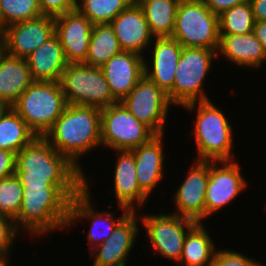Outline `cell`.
<instances>
[{
  "label": "cell",
  "mask_w": 266,
  "mask_h": 266,
  "mask_svg": "<svg viewBox=\"0 0 266 266\" xmlns=\"http://www.w3.org/2000/svg\"><path fill=\"white\" fill-rule=\"evenodd\" d=\"M115 155L117 159L112 184L117 205L130 211H139L150 197L138 184L134 154L129 150H116Z\"/></svg>",
  "instance_id": "obj_21"
},
{
  "label": "cell",
  "mask_w": 266,
  "mask_h": 266,
  "mask_svg": "<svg viewBox=\"0 0 266 266\" xmlns=\"http://www.w3.org/2000/svg\"><path fill=\"white\" fill-rule=\"evenodd\" d=\"M255 18L247 1L219 15V35H237L253 32Z\"/></svg>",
  "instance_id": "obj_31"
},
{
  "label": "cell",
  "mask_w": 266,
  "mask_h": 266,
  "mask_svg": "<svg viewBox=\"0 0 266 266\" xmlns=\"http://www.w3.org/2000/svg\"><path fill=\"white\" fill-rule=\"evenodd\" d=\"M141 214L138 211L143 228H145L147 240H149L148 249L155 252L154 255L161 259H168L178 263L180 261L183 244L187 233L197 224L195 221L180 217L173 212Z\"/></svg>",
  "instance_id": "obj_9"
},
{
  "label": "cell",
  "mask_w": 266,
  "mask_h": 266,
  "mask_svg": "<svg viewBox=\"0 0 266 266\" xmlns=\"http://www.w3.org/2000/svg\"><path fill=\"white\" fill-rule=\"evenodd\" d=\"M67 104L105 108L118 103L101 68L69 63L59 81Z\"/></svg>",
  "instance_id": "obj_7"
},
{
  "label": "cell",
  "mask_w": 266,
  "mask_h": 266,
  "mask_svg": "<svg viewBox=\"0 0 266 266\" xmlns=\"http://www.w3.org/2000/svg\"><path fill=\"white\" fill-rule=\"evenodd\" d=\"M93 24L77 10L55 17V34L59 38L67 63H84Z\"/></svg>",
  "instance_id": "obj_19"
},
{
  "label": "cell",
  "mask_w": 266,
  "mask_h": 266,
  "mask_svg": "<svg viewBox=\"0 0 266 266\" xmlns=\"http://www.w3.org/2000/svg\"><path fill=\"white\" fill-rule=\"evenodd\" d=\"M10 255L11 253H2L0 254V266H9L10 265Z\"/></svg>",
  "instance_id": "obj_41"
},
{
  "label": "cell",
  "mask_w": 266,
  "mask_h": 266,
  "mask_svg": "<svg viewBox=\"0 0 266 266\" xmlns=\"http://www.w3.org/2000/svg\"><path fill=\"white\" fill-rule=\"evenodd\" d=\"M20 233L12 218L0 215V254L12 252L11 249L15 246L14 242Z\"/></svg>",
  "instance_id": "obj_35"
},
{
  "label": "cell",
  "mask_w": 266,
  "mask_h": 266,
  "mask_svg": "<svg viewBox=\"0 0 266 266\" xmlns=\"http://www.w3.org/2000/svg\"><path fill=\"white\" fill-rule=\"evenodd\" d=\"M119 41L122 51L137 53L143 57L155 36L149 28L142 8L133 1L125 10L120 12L110 23Z\"/></svg>",
  "instance_id": "obj_18"
},
{
  "label": "cell",
  "mask_w": 266,
  "mask_h": 266,
  "mask_svg": "<svg viewBox=\"0 0 266 266\" xmlns=\"http://www.w3.org/2000/svg\"><path fill=\"white\" fill-rule=\"evenodd\" d=\"M188 175L173 194L174 213L202 223L205 219V193L209 180V161H194Z\"/></svg>",
  "instance_id": "obj_16"
},
{
  "label": "cell",
  "mask_w": 266,
  "mask_h": 266,
  "mask_svg": "<svg viewBox=\"0 0 266 266\" xmlns=\"http://www.w3.org/2000/svg\"><path fill=\"white\" fill-rule=\"evenodd\" d=\"M179 2H204V0H179Z\"/></svg>",
  "instance_id": "obj_42"
},
{
  "label": "cell",
  "mask_w": 266,
  "mask_h": 266,
  "mask_svg": "<svg viewBox=\"0 0 266 266\" xmlns=\"http://www.w3.org/2000/svg\"><path fill=\"white\" fill-rule=\"evenodd\" d=\"M77 0H38L42 14L52 17L76 10Z\"/></svg>",
  "instance_id": "obj_36"
},
{
  "label": "cell",
  "mask_w": 266,
  "mask_h": 266,
  "mask_svg": "<svg viewBox=\"0 0 266 266\" xmlns=\"http://www.w3.org/2000/svg\"><path fill=\"white\" fill-rule=\"evenodd\" d=\"M16 155L0 149V180L15 173Z\"/></svg>",
  "instance_id": "obj_37"
},
{
  "label": "cell",
  "mask_w": 266,
  "mask_h": 266,
  "mask_svg": "<svg viewBox=\"0 0 266 266\" xmlns=\"http://www.w3.org/2000/svg\"><path fill=\"white\" fill-rule=\"evenodd\" d=\"M204 223H197L186 235L177 266H212L217 248Z\"/></svg>",
  "instance_id": "obj_26"
},
{
  "label": "cell",
  "mask_w": 266,
  "mask_h": 266,
  "mask_svg": "<svg viewBox=\"0 0 266 266\" xmlns=\"http://www.w3.org/2000/svg\"><path fill=\"white\" fill-rule=\"evenodd\" d=\"M121 103L155 134H165L168 112L174 105L168 95L145 75Z\"/></svg>",
  "instance_id": "obj_11"
},
{
  "label": "cell",
  "mask_w": 266,
  "mask_h": 266,
  "mask_svg": "<svg viewBox=\"0 0 266 266\" xmlns=\"http://www.w3.org/2000/svg\"><path fill=\"white\" fill-rule=\"evenodd\" d=\"M145 57L121 51L110 58L102 67L113 97L121 102L144 75Z\"/></svg>",
  "instance_id": "obj_20"
},
{
  "label": "cell",
  "mask_w": 266,
  "mask_h": 266,
  "mask_svg": "<svg viewBox=\"0 0 266 266\" xmlns=\"http://www.w3.org/2000/svg\"><path fill=\"white\" fill-rule=\"evenodd\" d=\"M37 136L12 107L0 114V149L15 155Z\"/></svg>",
  "instance_id": "obj_27"
},
{
  "label": "cell",
  "mask_w": 266,
  "mask_h": 266,
  "mask_svg": "<svg viewBox=\"0 0 266 266\" xmlns=\"http://www.w3.org/2000/svg\"><path fill=\"white\" fill-rule=\"evenodd\" d=\"M89 177L86 175V188L76 197L71 200L70 210H69V220L67 224L68 227L73 228V224L77 222H83L84 220H89L91 226L89 227V232L87 233V241L90 247V252L96 248L99 244L107 240L113 233L116 225L130 212L129 209L117 206L118 209H121L122 215L120 217L115 216L109 208H112V203L110 202L107 210L98 212L96 211L95 206L93 205V196L91 195ZM92 196V197H91ZM92 202V203H91ZM94 206V207H93ZM110 206V207H109ZM109 210V212H108ZM83 220V221H82Z\"/></svg>",
  "instance_id": "obj_12"
},
{
  "label": "cell",
  "mask_w": 266,
  "mask_h": 266,
  "mask_svg": "<svg viewBox=\"0 0 266 266\" xmlns=\"http://www.w3.org/2000/svg\"><path fill=\"white\" fill-rule=\"evenodd\" d=\"M164 134H156L148 142L130 150L136 162L137 181L140 188L151 197L165 178Z\"/></svg>",
  "instance_id": "obj_22"
},
{
  "label": "cell",
  "mask_w": 266,
  "mask_h": 266,
  "mask_svg": "<svg viewBox=\"0 0 266 266\" xmlns=\"http://www.w3.org/2000/svg\"><path fill=\"white\" fill-rule=\"evenodd\" d=\"M54 34L55 17L42 15L7 26L0 33V41L7 54L26 59Z\"/></svg>",
  "instance_id": "obj_14"
},
{
  "label": "cell",
  "mask_w": 266,
  "mask_h": 266,
  "mask_svg": "<svg viewBox=\"0 0 266 266\" xmlns=\"http://www.w3.org/2000/svg\"><path fill=\"white\" fill-rule=\"evenodd\" d=\"M135 0H77L76 10L93 25L109 24Z\"/></svg>",
  "instance_id": "obj_30"
},
{
  "label": "cell",
  "mask_w": 266,
  "mask_h": 266,
  "mask_svg": "<svg viewBox=\"0 0 266 266\" xmlns=\"http://www.w3.org/2000/svg\"><path fill=\"white\" fill-rule=\"evenodd\" d=\"M171 38L182 47H203L217 51L219 16L204 2H180Z\"/></svg>",
  "instance_id": "obj_8"
},
{
  "label": "cell",
  "mask_w": 266,
  "mask_h": 266,
  "mask_svg": "<svg viewBox=\"0 0 266 266\" xmlns=\"http://www.w3.org/2000/svg\"><path fill=\"white\" fill-rule=\"evenodd\" d=\"M253 33L255 37L260 41L263 49L266 52V20L255 21V24L253 27Z\"/></svg>",
  "instance_id": "obj_40"
},
{
  "label": "cell",
  "mask_w": 266,
  "mask_h": 266,
  "mask_svg": "<svg viewBox=\"0 0 266 266\" xmlns=\"http://www.w3.org/2000/svg\"><path fill=\"white\" fill-rule=\"evenodd\" d=\"M26 60L3 51L0 54V102L11 107L33 82Z\"/></svg>",
  "instance_id": "obj_25"
},
{
  "label": "cell",
  "mask_w": 266,
  "mask_h": 266,
  "mask_svg": "<svg viewBox=\"0 0 266 266\" xmlns=\"http://www.w3.org/2000/svg\"><path fill=\"white\" fill-rule=\"evenodd\" d=\"M142 8L155 37H171L179 6V0H135Z\"/></svg>",
  "instance_id": "obj_28"
},
{
  "label": "cell",
  "mask_w": 266,
  "mask_h": 266,
  "mask_svg": "<svg viewBox=\"0 0 266 266\" xmlns=\"http://www.w3.org/2000/svg\"><path fill=\"white\" fill-rule=\"evenodd\" d=\"M66 106L59 82L33 81L11 107L37 137H44Z\"/></svg>",
  "instance_id": "obj_5"
},
{
  "label": "cell",
  "mask_w": 266,
  "mask_h": 266,
  "mask_svg": "<svg viewBox=\"0 0 266 266\" xmlns=\"http://www.w3.org/2000/svg\"><path fill=\"white\" fill-rule=\"evenodd\" d=\"M156 134L136 119L121 103L101 109V146L114 150H132Z\"/></svg>",
  "instance_id": "obj_10"
},
{
  "label": "cell",
  "mask_w": 266,
  "mask_h": 266,
  "mask_svg": "<svg viewBox=\"0 0 266 266\" xmlns=\"http://www.w3.org/2000/svg\"><path fill=\"white\" fill-rule=\"evenodd\" d=\"M16 229L41 238L67 229L71 200L57 186L23 187Z\"/></svg>",
  "instance_id": "obj_3"
},
{
  "label": "cell",
  "mask_w": 266,
  "mask_h": 266,
  "mask_svg": "<svg viewBox=\"0 0 266 266\" xmlns=\"http://www.w3.org/2000/svg\"><path fill=\"white\" fill-rule=\"evenodd\" d=\"M14 174L23 187L57 186L70 200L86 188L85 172L44 137H36L16 154Z\"/></svg>",
  "instance_id": "obj_1"
},
{
  "label": "cell",
  "mask_w": 266,
  "mask_h": 266,
  "mask_svg": "<svg viewBox=\"0 0 266 266\" xmlns=\"http://www.w3.org/2000/svg\"><path fill=\"white\" fill-rule=\"evenodd\" d=\"M4 51V48H3V45H2V42L0 41V54Z\"/></svg>",
  "instance_id": "obj_44"
},
{
  "label": "cell",
  "mask_w": 266,
  "mask_h": 266,
  "mask_svg": "<svg viewBox=\"0 0 266 266\" xmlns=\"http://www.w3.org/2000/svg\"><path fill=\"white\" fill-rule=\"evenodd\" d=\"M260 261L231 249H217L212 266H262Z\"/></svg>",
  "instance_id": "obj_34"
},
{
  "label": "cell",
  "mask_w": 266,
  "mask_h": 266,
  "mask_svg": "<svg viewBox=\"0 0 266 266\" xmlns=\"http://www.w3.org/2000/svg\"><path fill=\"white\" fill-rule=\"evenodd\" d=\"M5 108L6 106L0 102V114L4 111Z\"/></svg>",
  "instance_id": "obj_43"
},
{
  "label": "cell",
  "mask_w": 266,
  "mask_h": 266,
  "mask_svg": "<svg viewBox=\"0 0 266 266\" xmlns=\"http://www.w3.org/2000/svg\"><path fill=\"white\" fill-rule=\"evenodd\" d=\"M219 36L217 55L236 65L235 67L257 70L266 63V52L253 32Z\"/></svg>",
  "instance_id": "obj_23"
},
{
  "label": "cell",
  "mask_w": 266,
  "mask_h": 266,
  "mask_svg": "<svg viewBox=\"0 0 266 266\" xmlns=\"http://www.w3.org/2000/svg\"><path fill=\"white\" fill-rule=\"evenodd\" d=\"M42 15L38 0H0L1 32L11 24Z\"/></svg>",
  "instance_id": "obj_32"
},
{
  "label": "cell",
  "mask_w": 266,
  "mask_h": 266,
  "mask_svg": "<svg viewBox=\"0 0 266 266\" xmlns=\"http://www.w3.org/2000/svg\"><path fill=\"white\" fill-rule=\"evenodd\" d=\"M25 60L34 81L59 82L68 65L56 34L36 48Z\"/></svg>",
  "instance_id": "obj_24"
},
{
  "label": "cell",
  "mask_w": 266,
  "mask_h": 266,
  "mask_svg": "<svg viewBox=\"0 0 266 266\" xmlns=\"http://www.w3.org/2000/svg\"><path fill=\"white\" fill-rule=\"evenodd\" d=\"M23 194V186L15 174L1 179L0 215L8 216L14 220L20 211Z\"/></svg>",
  "instance_id": "obj_33"
},
{
  "label": "cell",
  "mask_w": 266,
  "mask_h": 266,
  "mask_svg": "<svg viewBox=\"0 0 266 266\" xmlns=\"http://www.w3.org/2000/svg\"><path fill=\"white\" fill-rule=\"evenodd\" d=\"M122 51L110 24L92 26L89 51L85 64L101 68L110 58Z\"/></svg>",
  "instance_id": "obj_29"
},
{
  "label": "cell",
  "mask_w": 266,
  "mask_h": 266,
  "mask_svg": "<svg viewBox=\"0 0 266 266\" xmlns=\"http://www.w3.org/2000/svg\"><path fill=\"white\" fill-rule=\"evenodd\" d=\"M248 0H204L205 5L217 16L234 6L241 5Z\"/></svg>",
  "instance_id": "obj_38"
},
{
  "label": "cell",
  "mask_w": 266,
  "mask_h": 266,
  "mask_svg": "<svg viewBox=\"0 0 266 266\" xmlns=\"http://www.w3.org/2000/svg\"><path fill=\"white\" fill-rule=\"evenodd\" d=\"M219 165V166H218ZM237 160L209 161V180L205 193V219L234 202L246 190L247 179Z\"/></svg>",
  "instance_id": "obj_13"
},
{
  "label": "cell",
  "mask_w": 266,
  "mask_h": 266,
  "mask_svg": "<svg viewBox=\"0 0 266 266\" xmlns=\"http://www.w3.org/2000/svg\"><path fill=\"white\" fill-rule=\"evenodd\" d=\"M150 46L152 57L144 59V75L162 89L173 104L175 71L183 47L171 37H155Z\"/></svg>",
  "instance_id": "obj_17"
},
{
  "label": "cell",
  "mask_w": 266,
  "mask_h": 266,
  "mask_svg": "<svg viewBox=\"0 0 266 266\" xmlns=\"http://www.w3.org/2000/svg\"><path fill=\"white\" fill-rule=\"evenodd\" d=\"M139 221V222H138ZM141 223L138 211H130L114 228L111 236L99 244L89 254L92 266H128Z\"/></svg>",
  "instance_id": "obj_15"
},
{
  "label": "cell",
  "mask_w": 266,
  "mask_h": 266,
  "mask_svg": "<svg viewBox=\"0 0 266 266\" xmlns=\"http://www.w3.org/2000/svg\"><path fill=\"white\" fill-rule=\"evenodd\" d=\"M44 138L82 171L80 161L92 149L101 146V109L67 104ZM81 157V158H80Z\"/></svg>",
  "instance_id": "obj_2"
},
{
  "label": "cell",
  "mask_w": 266,
  "mask_h": 266,
  "mask_svg": "<svg viewBox=\"0 0 266 266\" xmlns=\"http://www.w3.org/2000/svg\"><path fill=\"white\" fill-rule=\"evenodd\" d=\"M217 51L203 47H183L175 71L173 105L210 100L205 92V79L213 67V60H219Z\"/></svg>",
  "instance_id": "obj_6"
},
{
  "label": "cell",
  "mask_w": 266,
  "mask_h": 266,
  "mask_svg": "<svg viewBox=\"0 0 266 266\" xmlns=\"http://www.w3.org/2000/svg\"><path fill=\"white\" fill-rule=\"evenodd\" d=\"M250 2L255 21L266 20V0H248Z\"/></svg>",
  "instance_id": "obj_39"
},
{
  "label": "cell",
  "mask_w": 266,
  "mask_h": 266,
  "mask_svg": "<svg viewBox=\"0 0 266 266\" xmlns=\"http://www.w3.org/2000/svg\"><path fill=\"white\" fill-rule=\"evenodd\" d=\"M184 107V108H183ZM187 112L195 113L192 134L196 143L198 161L235 160L233 152L234 131L226 114L210 100L196 101L182 106ZM235 158V159H234Z\"/></svg>",
  "instance_id": "obj_4"
}]
</instances>
